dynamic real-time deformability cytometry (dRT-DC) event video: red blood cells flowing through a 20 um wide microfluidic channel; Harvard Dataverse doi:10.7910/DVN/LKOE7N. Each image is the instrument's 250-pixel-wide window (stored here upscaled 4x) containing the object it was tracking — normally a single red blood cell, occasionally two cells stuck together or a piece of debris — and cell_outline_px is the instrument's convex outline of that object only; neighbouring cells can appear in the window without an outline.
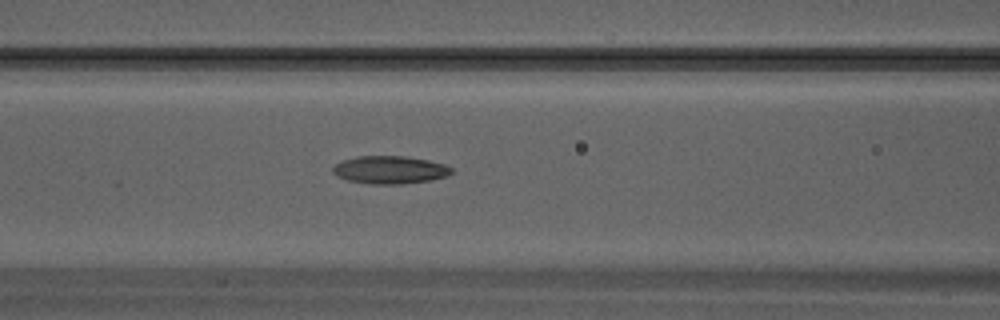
{"species": "Egyptian fruit bat (a non-hibernating species)", "species_latin": "Rousettus aegyptiacus", "temperature_condition": "warm", "stored_images_in_passage": 22, "camera_frame_rate_fps": 3000, "um_per_image_px": 0.085, "animal": {"sex": "male"}, "frame": {"image": 1, "passage_image": 4, "time_ms": 1.0, "image_size_px": [1000, 320], "cell_outline_px": [[452, 172], [444, 176], [428, 180], [400, 184], [372, 184], [348, 180], [336, 176], [332, 172], [332, 168], [336, 164], [344, 160], [356, 156], [404, 156], [428, 160], [444, 164], [452, 168]], "centroid_in_image_um": [33.1, 14.43], "position_along_channel_um": 133.5, "area_um2": 19.02}}